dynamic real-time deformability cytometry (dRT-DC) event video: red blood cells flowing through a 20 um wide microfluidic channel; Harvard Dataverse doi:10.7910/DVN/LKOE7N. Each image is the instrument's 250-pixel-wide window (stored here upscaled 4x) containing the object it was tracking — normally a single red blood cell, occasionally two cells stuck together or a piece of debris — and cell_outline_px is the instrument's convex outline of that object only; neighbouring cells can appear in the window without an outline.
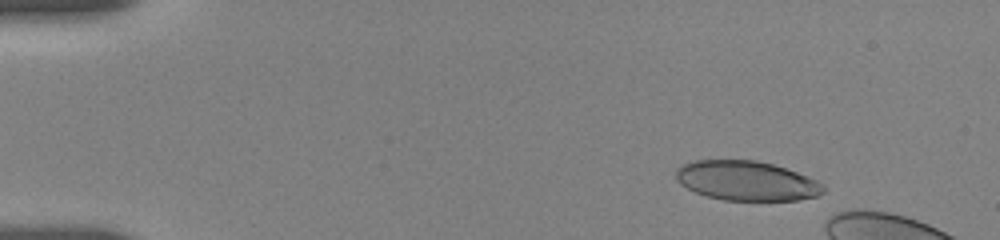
{"species": "human", "species_latin": "Homo sapiens", "temperature_condition": "room temperature", "stored_images_in_passage": 10, "camera_frame_rate_fps": 3000, "um_per_image_px": 0.085, "donor": {"sex": "female"}, "frame": {"image": 1, "passage_image": 4, "time_ms": 1.0, "image_size_px": [1000, 240], "cell_outline_px": [[824, 192], [816, 196], [800, 200], [724, 200], [708, 196], [696, 192], [680, 184], [676, 180], [676, 168], [680, 164], [696, 160], [756, 160], [772, 164], [808, 176], [824, 184]], "centroid_in_image_um": [63.44, 15.36], "position_along_channel_um": 21.6, "area_um2": 33.99}}